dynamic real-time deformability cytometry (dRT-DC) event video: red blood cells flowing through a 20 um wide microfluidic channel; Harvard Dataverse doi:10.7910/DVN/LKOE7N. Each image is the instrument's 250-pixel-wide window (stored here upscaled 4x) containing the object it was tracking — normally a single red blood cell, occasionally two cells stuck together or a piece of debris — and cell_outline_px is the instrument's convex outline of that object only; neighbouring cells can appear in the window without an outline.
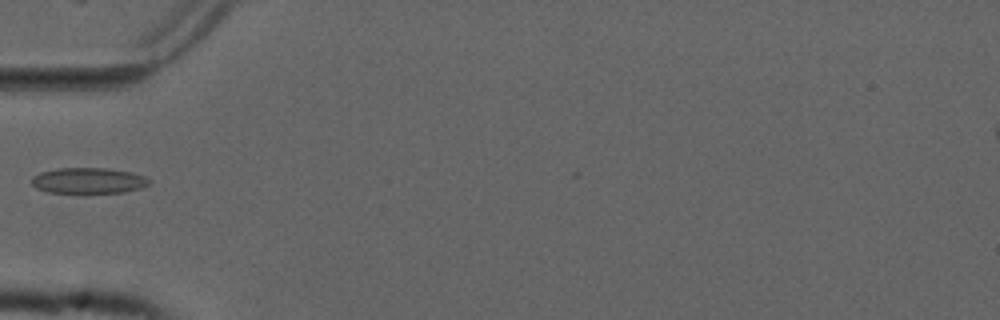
{"species": "common noctule bat (a hibernating species)", "species_latin": "Nyctalus noctula", "temperature_condition": "cold", "stored_images_in_passage": 5, "camera_frame_rate_fps": 3000, "um_per_image_px": 0.085, "animal": {"sex": "male", "forearm_length_mm": 52.5}, "frame": {"image": 1, "passage_image": 5, "time_ms": 1.333, "image_size_px": [1000, 320], "cell_outline_px": [[152, 180], [148, 184], [140, 188], [124, 192], [84, 196], [48, 192], [36, 188], [32, 184], [32, 176], [40, 172], [60, 168], [108, 168], [132, 172], [144, 176]], "centroid_in_image_um": [7.51, 15.4], "position_along_channel_um": 77.5, "area_um2": 18.61}}